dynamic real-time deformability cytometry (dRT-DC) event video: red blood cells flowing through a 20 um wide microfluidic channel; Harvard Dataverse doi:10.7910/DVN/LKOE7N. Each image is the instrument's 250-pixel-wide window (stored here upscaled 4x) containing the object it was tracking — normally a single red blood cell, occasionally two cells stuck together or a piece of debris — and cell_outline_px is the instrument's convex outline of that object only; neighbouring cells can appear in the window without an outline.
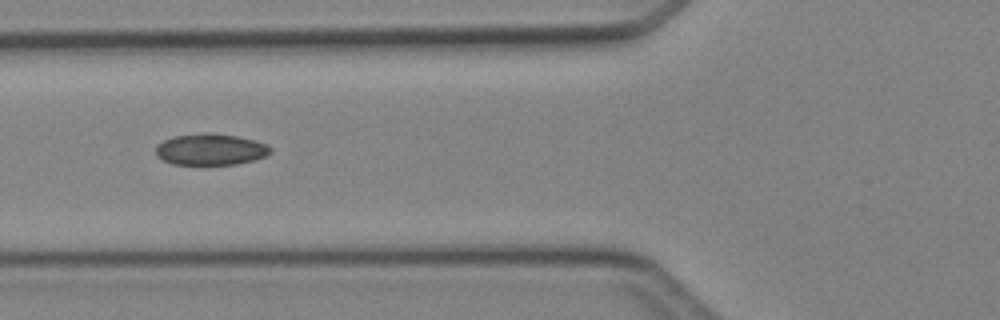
{"species": "Egyptian fruit bat (a non-hibernating species)", "species_latin": "Rousettus aegyptiacus", "temperature_condition": "cold", "stored_images_in_passage": 7, "camera_frame_rate_fps": 3000, "um_per_image_px": 0.085, "animal": {"sex": "female"}, "frame": {"image": 1, "passage_image": 7, "time_ms": 7.0, "image_size_px": [1000, 320], "cell_outline_px": [[272, 152], [264, 156], [252, 160], [236, 164], [172, 164], [156, 156], [156, 144], [164, 140], [176, 136], [204, 132], [212, 132], [236, 136], [256, 140], [268, 144], [272, 148]], "centroid_in_image_um": [17.91, 12.68], "position_along_channel_um": 107.9, "area_um2": 21.04}}